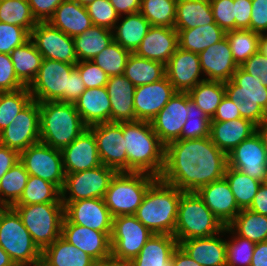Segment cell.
<instances>
[{"instance_id":"44","label":"cell","mask_w":267,"mask_h":266,"mask_svg":"<svg viewBox=\"0 0 267 266\" xmlns=\"http://www.w3.org/2000/svg\"><path fill=\"white\" fill-rule=\"evenodd\" d=\"M224 177L230 186L238 207L248 209L262 182L229 166L226 167Z\"/></svg>"},{"instance_id":"62","label":"cell","mask_w":267,"mask_h":266,"mask_svg":"<svg viewBox=\"0 0 267 266\" xmlns=\"http://www.w3.org/2000/svg\"><path fill=\"white\" fill-rule=\"evenodd\" d=\"M85 90V84L75 68L70 74L68 93L59 102L75 103Z\"/></svg>"},{"instance_id":"74","label":"cell","mask_w":267,"mask_h":266,"mask_svg":"<svg viewBox=\"0 0 267 266\" xmlns=\"http://www.w3.org/2000/svg\"><path fill=\"white\" fill-rule=\"evenodd\" d=\"M4 208V206H2V205H0V212H1V210Z\"/></svg>"},{"instance_id":"30","label":"cell","mask_w":267,"mask_h":266,"mask_svg":"<svg viewBox=\"0 0 267 266\" xmlns=\"http://www.w3.org/2000/svg\"><path fill=\"white\" fill-rule=\"evenodd\" d=\"M178 247L174 235L152 234L131 266H173V252Z\"/></svg>"},{"instance_id":"31","label":"cell","mask_w":267,"mask_h":266,"mask_svg":"<svg viewBox=\"0 0 267 266\" xmlns=\"http://www.w3.org/2000/svg\"><path fill=\"white\" fill-rule=\"evenodd\" d=\"M178 245L201 266H226V241L215 235L184 240Z\"/></svg>"},{"instance_id":"12","label":"cell","mask_w":267,"mask_h":266,"mask_svg":"<svg viewBox=\"0 0 267 266\" xmlns=\"http://www.w3.org/2000/svg\"><path fill=\"white\" fill-rule=\"evenodd\" d=\"M153 233L135 215L113 217L111 257L131 261Z\"/></svg>"},{"instance_id":"66","label":"cell","mask_w":267,"mask_h":266,"mask_svg":"<svg viewBox=\"0 0 267 266\" xmlns=\"http://www.w3.org/2000/svg\"><path fill=\"white\" fill-rule=\"evenodd\" d=\"M250 266H267V241L256 243Z\"/></svg>"},{"instance_id":"59","label":"cell","mask_w":267,"mask_h":266,"mask_svg":"<svg viewBox=\"0 0 267 266\" xmlns=\"http://www.w3.org/2000/svg\"><path fill=\"white\" fill-rule=\"evenodd\" d=\"M250 30L258 34L267 33V0H252Z\"/></svg>"},{"instance_id":"41","label":"cell","mask_w":267,"mask_h":266,"mask_svg":"<svg viewBox=\"0 0 267 266\" xmlns=\"http://www.w3.org/2000/svg\"><path fill=\"white\" fill-rule=\"evenodd\" d=\"M187 93L197 107L212 119L225 96V85L224 82L205 80Z\"/></svg>"},{"instance_id":"10","label":"cell","mask_w":267,"mask_h":266,"mask_svg":"<svg viewBox=\"0 0 267 266\" xmlns=\"http://www.w3.org/2000/svg\"><path fill=\"white\" fill-rule=\"evenodd\" d=\"M76 64L43 59L35 79L28 86L37 102L60 101L68 93L71 72Z\"/></svg>"},{"instance_id":"11","label":"cell","mask_w":267,"mask_h":266,"mask_svg":"<svg viewBox=\"0 0 267 266\" xmlns=\"http://www.w3.org/2000/svg\"><path fill=\"white\" fill-rule=\"evenodd\" d=\"M20 162L30 175L48 181L62 190L66 174L61 150L38 142L20 152Z\"/></svg>"},{"instance_id":"58","label":"cell","mask_w":267,"mask_h":266,"mask_svg":"<svg viewBox=\"0 0 267 266\" xmlns=\"http://www.w3.org/2000/svg\"><path fill=\"white\" fill-rule=\"evenodd\" d=\"M64 0H28L33 17L37 22H47Z\"/></svg>"},{"instance_id":"49","label":"cell","mask_w":267,"mask_h":266,"mask_svg":"<svg viewBox=\"0 0 267 266\" xmlns=\"http://www.w3.org/2000/svg\"><path fill=\"white\" fill-rule=\"evenodd\" d=\"M130 55V51L113 41L91 61L110 77L124 74L125 66Z\"/></svg>"},{"instance_id":"8","label":"cell","mask_w":267,"mask_h":266,"mask_svg":"<svg viewBox=\"0 0 267 266\" xmlns=\"http://www.w3.org/2000/svg\"><path fill=\"white\" fill-rule=\"evenodd\" d=\"M0 247L15 264L41 266L42 251L12 207L0 212Z\"/></svg>"},{"instance_id":"68","label":"cell","mask_w":267,"mask_h":266,"mask_svg":"<svg viewBox=\"0 0 267 266\" xmlns=\"http://www.w3.org/2000/svg\"><path fill=\"white\" fill-rule=\"evenodd\" d=\"M95 266H131L129 261L117 260L112 257L96 261Z\"/></svg>"},{"instance_id":"57","label":"cell","mask_w":267,"mask_h":266,"mask_svg":"<svg viewBox=\"0 0 267 266\" xmlns=\"http://www.w3.org/2000/svg\"><path fill=\"white\" fill-rule=\"evenodd\" d=\"M240 67L248 74L260 78L261 84L267 87V58L261 52L252 55Z\"/></svg>"},{"instance_id":"24","label":"cell","mask_w":267,"mask_h":266,"mask_svg":"<svg viewBox=\"0 0 267 266\" xmlns=\"http://www.w3.org/2000/svg\"><path fill=\"white\" fill-rule=\"evenodd\" d=\"M196 193L224 227L241 211L225 177L201 187Z\"/></svg>"},{"instance_id":"39","label":"cell","mask_w":267,"mask_h":266,"mask_svg":"<svg viewBox=\"0 0 267 266\" xmlns=\"http://www.w3.org/2000/svg\"><path fill=\"white\" fill-rule=\"evenodd\" d=\"M224 232L236 233L254 243L267 241V216L241 209L233 221L224 227Z\"/></svg>"},{"instance_id":"56","label":"cell","mask_w":267,"mask_h":266,"mask_svg":"<svg viewBox=\"0 0 267 266\" xmlns=\"http://www.w3.org/2000/svg\"><path fill=\"white\" fill-rule=\"evenodd\" d=\"M26 86L15 74L9 54L0 53V92H12Z\"/></svg>"},{"instance_id":"5","label":"cell","mask_w":267,"mask_h":266,"mask_svg":"<svg viewBox=\"0 0 267 266\" xmlns=\"http://www.w3.org/2000/svg\"><path fill=\"white\" fill-rule=\"evenodd\" d=\"M224 232V226L196 192H183L178 206L174 236L178 241L210 237Z\"/></svg>"},{"instance_id":"63","label":"cell","mask_w":267,"mask_h":266,"mask_svg":"<svg viewBox=\"0 0 267 266\" xmlns=\"http://www.w3.org/2000/svg\"><path fill=\"white\" fill-rule=\"evenodd\" d=\"M19 161L20 153L17 150L0 144V179Z\"/></svg>"},{"instance_id":"69","label":"cell","mask_w":267,"mask_h":266,"mask_svg":"<svg viewBox=\"0 0 267 266\" xmlns=\"http://www.w3.org/2000/svg\"><path fill=\"white\" fill-rule=\"evenodd\" d=\"M256 132L267 150V118L261 124L256 126Z\"/></svg>"},{"instance_id":"3","label":"cell","mask_w":267,"mask_h":266,"mask_svg":"<svg viewBox=\"0 0 267 266\" xmlns=\"http://www.w3.org/2000/svg\"><path fill=\"white\" fill-rule=\"evenodd\" d=\"M182 193L158 178L148 188L134 215L153 234L174 235Z\"/></svg>"},{"instance_id":"18","label":"cell","mask_w":267,"mask_h":266,"mask_svg":"<svg viewBox=\"0 0 267 266\" xmlns=\"http://www.w3.org/2000/svg\"><path fill=\"white\" fill-rule=\"evenodd\" d=\"M62 203L64 205V217L70 223L99 232L112 233L113 216L103 198L80 199Z\"/></svg>"},{"instance_id":"65","label":"cell","mask_w":267,"mask_h":266,"mask_svg":"<svg viewBox=\"0 0 267 266\" xmlns=\"http://www.w3.org/2000/svg\"><path fill=\"white\" fill-rule=\"evenodd\" d=\"M116 13L121 17L122 14H134L140 11L141 0H109ZM122 13V14H121Z\"/></svg>"},{"instance_id":"23","label":"cell","mask_w":267,"mask_h":266,"mask_svg":"<svg viewBox=\"0 0 267 266\" xmlns=\"http://www.w3.org/2000/svg\"><path fill=\"white\" fill-rule=\"evenodd\" d=\"M65 174L81 172L102 165L93 132L87 128L62 150Z\"/></svg>"},{"instance_id":"9","label":"cell","mask_w":267,"mask_h":266,"mask_svg":"<svg viewBox=\"0 0 267 266\" xmlns=\"http://www.w3.org/2000/svg\"><path fill=\"white\" fill-rule=\"evenodd\" d=\"M29 231L34 243L43 251L61 236L63 203H41L12 206Z\"/></svg>"},{"instance_id":"73","label":"cell","mask_w":267,"mask_h":266,"mask_svg":"<svg viewBox=\"0 0 267 266\" xmlns=\"http://www.w3.org/2000/svg\"><path fill=\"white\" fill-rule=\"evenodd\" d=\"M13 266H30V265L14 264Z\"/></svg>"},{"instance_id":"42","label":"cell","mask_w":267,"mask_h":266,"mask_svg":"<svg viewBox=\"0 0 267 266\" xmlns=\"http://www.w3.org/2000/svg\"><path fill=\"white\" fill-rule=\"evenodd\" d=\"M62 203L61 191L52 183L30 175L20 199L13 206Z\"/></svg>"},{"instance_id":"22","label":"cell","mask_w":267,"mask_h":266,"mask_svg":"<svg viewBox=\"0 0 267 266\" xmlns=\"http://www.w3.org/2000/svg\"><path fill=\"white\" fill-rule=\"evenodd\" d=\"M166 77L179 92H188L198 83L206 79H200L202 74L199 54L184 50L178 46L175 53L165 64Z\"/></svg>"},{"instance_id":"64","label":"cell","mask_w":267,"mask_h":266,"mask_svg":"<svg viewBox=\"0 0 267 266\" xmlns=\"http://www.w3.org/2000/svg\"><path fill=\"white\" fill-rule=\"evenodd\" d=\"M249 210L267 216V182L262 183L254 196Z\"/></svg>"},{"instance_id":"45","label":"cell","mask_w":267,"mask_h":266,"mask_svg":"<svg viewBox=\"0 0 267 266\" xmlns=\"http://www.w3.org/2000/svg\"><path fill=\"white\" fill-rule=\"evenodd\" d=\"M232 57L241 66L252 55L259 51L260 34L249 29H236L226 32Z\"/></svg>"},{"instance_id":"35","label":"cell","mask_w":267,"mask_h":266,"mask_svg":"<svg viewBox=\"0 0 267 266\" xmlns=\"http://www.w3.org/2000/svg\"><path fill=\"white\" fill-rule=\"evenodd\" d=\"M79 61H91L113 41V30L102 26H91L82 34L73 37Z\"/></svg>"},{"instance_id":"72","label":"cell","mask_w":267,"mask_h":266,"mask_svg":"<svg viewBox=\"0 0 267 266\" xmlns=\"http://www.w3.org/2000/svg\"><path fill=\"white\" fill-rule=\"evenodd\" d=\"M73 1H76L78 4L86 7L87 5H89L90 3H92L95 0H73Z\"/></svg>"},{"instance_id":"71","label":"cell","mask_w":267,"mask_h":266,"mask_svg":"<svg viewBox=\"0 0 267 266\" xmlns=\"http://www.w3.org/2000/svg\"><path fill=\"white\" fill-rule=\"evenodd\" d=\"M259 52L267 58V34H260L259 37Z\"/></svg>"},{"instance_id":"48","label":"cell","mask_w":267,"mask_h":266,"mask_svg":"<svg viewBox=\"0 0 267 266\" xmlns=\"http://www.w3.org/2000/svg\"><path fill=\"white\" fill-rule=\"evenodd\" d=\"M32 100L27 86L17 91L0 92V132L14 122L16 115Z\"/></svg>"},{"instance_id":"6","label":"cell","mask_w":267,"mask_h":266,"mask_svg":"<svg viewBox=\"0 0 267 266\" xmlns=\"http://www.w3.org/2000/svg\"><path fill=\"white\" fill-rule=\"evenodd\" d=\"M157 179L147 173L117 172L103 198L112 216L134 215Z\"/></svg>"},{"instance_id":"38","label":"cell","mask_w":267,"mask_h":266,"mask_svg":"<svg viewBox=\"0 0 267 266\" xmlns=\"http://www.w3.org/2000/svg\"><path fill=\"white\" fill-rule=\"evenodd\" d=\"M9 55L16 76L28 87L39 71L43 56L37 50L31 39L25 42L22 46L16 47Z\"/></svg>"},{"instance_id":"2","label":"cell","mask_w":267,"mask_h":266,"mask_svg":"<svg viewBox=\"0 0 267 266\" xmlns=\"http://www.w3.org/2000/svg\"><path fill=\"white\" fill-rule=\"evenodd\" d=\"M127 172L147 173L159 178L165 165V145L150 121L123 122Z\"/></svg>"},{"instance_id":"21","label":"cell","mask_w":267,"mask_h":266,"mask_svg":"<svg viewBox=\"0 0 267 266\" xmlns=\"http://www.w3.org/2000/svg\"><path fill=\"white\" fill-rule=\"evenodd\" d=\"M111 234L70 223L65 217L61 236L96 261L111 257Z\"/></svg>"},{"instance_id":"52","label":"cell","mask_w":267,"mask_h":266,"mask_svg":"<svg viewBox=\"0 0 267 266\" xmlns=\"http://www.w3.org/2000/svg\"><path fill=\"white\" fill-rule=\"evenodd\" d=\"M92 24L113 30L120 16L109 0H95L86 6Z\"/></svg>"},{"instance_id":"32","label":"cell","mask_w":267,"mask_h":266,"mask_svg":"<svg viewBox=\"0 0 267 266\" xmlns=\"http://www.w3.org/2000/svg\"><path fill=\"white\" fill-rule=\"evenodd\" d=\"M48 22L70 37L82 34L93 26L86 7L73 0H64Z\"/></svg>"},{"instance_id":"67","label":"cell","mask_w":267,"mask_h":266,"mask_svg":"<svg viewBox=\"0 0 267 266\" xmlns=\"http://www.w3.org/2000/svg\"><path fill=\"white\" fill-rule=\"evenodd\" d=\"M173 266H201L194 261L179 245L173 252Z\"/></svg>"},{"instance_id":"34","label":"cell","mask_w":267,"mask_h":266,"mask_svg":"<svg viewBox=\"0 0 267 266\" xmlns=\"http://www.w3.org/2000/svg\"><path fill=\"white\" fill-rule=\"evenodd\" d=\"M216 24L209 0H177L175 29Z\"/></svg>"},{"instance_id":"46","label":"cell","mask_w":267,"mask_h":266,"mask_svg":"<svg viewBox=\"0 0 267 266\" xmlns=\"http://www.w3.org/2000/svg\"><path fill=\"white\" fill-rule=\"evenodd\" d=\"M177 0H141L140 13L151 26L174 28Z\"/></svg>"},{"instance_id":"54","label":"cell","mask_w":267,"mask_h":266,"mask_svg":"<svg viewBox=\"0 0 267 266\" xmlns=\"http://www.w3.org/2000/svg\"><path fill=\"white\" fill-rule=\"evenodd\" d=\"M215 23L225 32L235 30L234 0H209Z\"/></svg>"},{"instance_id":"28","label":"cell","mask_w":267,"mask_h":266,"mask_svg":"<svg viewBox=\"0 0 267 266\" xmlns=\"http://www.w3.org/2000/svg\"><path fill=\"white\" fill-rule=\"evenodd\" d=\"M74 105L87 127L111 122V102L106 86L86 89Z\"/></svg>"},{"instance_id":"51","label":"cell","mask_w":267,"mask_h":266,"mask_svg":"<svg viewBox=\"0 0 267 266\" xmlns=\"http://www.w3.org/2000/svg\"><path fill=\"white\" fill-rule=\"evenodd\" d=\"M234 237L226 241V266H250L256 243L236 233Z\"/></svg>"},{"instance_id":"20","label":"cell","mask_w":267,"mask_h":266,"mask_svg":"<svg viewBox=\"0 0 267 266\" xmlns=\"http://www.w3.org/2000/svg\"><path fill=\"white\" fill-rule=\"evenodd\" d=\"M176 93L168 78L137 86L134 93L135 121H151Z\"/></svg>"},{"instance_id":"70","label":"cell","mask_w":267,"mask_h":266,"mask_svg":"<svg viewBox=\"0 0 267 266\" xmlns=\"http://www.w3.org/2000/svg\"><path fill=\"white\" fill-rule=\"evenodd\" d=\"M14 264L9 255L0 247V266H13Z\"/></svg>"},{"instance_id":"14","label":"cell","mask_w":267,"mask_h":266,"mask_svg":"<svg viewBox=\"0 0 267 266\" xmlns=\"http://www.w3.org/2000/svg\"><path fill=\"white\" fill-rule=\"evenodd\" d=\"M40 142V109L39 102L32 100L0 132V144L17 150L19 153L30 145Z\"/></svg>"},{"instance_id":"37","label":"cell","mask_w":267,"mask_h":266,"mask_svg":"<svg viewBox=\"0 0 267 266\" xmlns=\"http://www.w3.org/2000/svg\"><path fill=\"white\" fill-rule=\"evenodd\" d=\"M150 23L138 12L128 14L113 29V39L124 49L134 53L147 34Z\"/></svg>"},{"instance_id":"61","label":"cell","mask_w":267,"mask_h":266,"mask_svg":"<svg viewBox=\"0 0 267 266\" xmlns=\"http://www.w3.org/2000/svg\"><path fill=\"white\" fill-rule=\"evenodd\" d=\"M242 118L236 104L226 95L219 104L211 122H224Z\"/></svg>"},{"instance_id":"17","label":"cell","mask_w":267,"mask_h":266,"mask_svg":"<svg viewBox=\"0 0 267 266\" xmlns=\"http://www.w3.org/2000/svg\"><path fill=\"white\" fill-rule=\"evenodd\" d=\"M227 166L262 183L267 182V150L257 132L227 155Z\"/></svg>"},{"instance_id":"33","label":"cell","mask_w":267,"mask_h":266,"mask_svg":"<svg viewBox=\"0 0 267 266\" xmlns=\"http://www.w3.org/2000/svg\"><path fill=\"white\" fill-rule=\"evenodd\" d=\"M90 255L59 236L42 251L41 266H95Z\"/></svg>"},{"instance_id":"4","label":"cell","mask_w":267,"mask_h":266,"mask_svg":"<svg viewBox=\"0 0 267 266\" xmlns=\"http://www.w3.org/2000/svg\"><path fill=\"white\" fill-rule=\"evenodd\" d=\"M40 142L62 150L88 127L74 103L46 101L39 103Z\"/></svg>"},{"instance_id":"47","label":"cell","mask_w":267,"mask_h":266,"mask_svg":"<svg viewBox=\"0 0 267 266\" xmlns=\"http://www.w3.org/2000/svg\"><path fill=\"white\" fill-rule=\"evenodd\" d=\"M0 22L23 27L29 33L37 24L28 0H0Z\"/></svg>"},{"instance_id":"55","label":"cell","mask_w":267,"mask_h":266,"mask_svg":"<svg viewBox=\"0 0 267 266\" xmlns=\"http://www.w3.org/2000/svg\"><path fill=\"white\" fill-rule=\"evenodd\" d=\"M75 68L78 70L86 89L106 86L109 77L93 61H79Z\"/></svg>"},{"instance_id":"50","label":"cell","mask_w":267,"mask_h":266,"mask_svg":"<svg viewBox=\"0 0 267 266\" xmlns=\"http://www.w3.org/2000/svg\"><path fill=\"white\" fill-rule=\"evenodd\" d=\"M187 120L179 139H199L210 136L211 119L190 99L188 95Z\"/></svg>"},{"instance_id":"25","label":"cell","mask_w":267,"mask_h":266,"mask_svg":"<svg viewBox=\"0 0 267 266\" xmlns=\"http://www.w3.org/2000/svg\"><path fill=\"white\" fill-rule=\"evenodd\" d=\"M202 73L208 81L228 82L239 67L232 57L227 37L199 54Z\"/></svg>"},{"instance_id":"15","label":"cell","mask_w":267,"mask_h":266,"mask_svg":"<svg viewBox=\"0 0 267 266\" xmlns=\"http://www.w3.org/2000/svg\"><path fill=\"white\" fill-rule=\"evenodd\" d=\"M30 39L43 59L69 64L78 63L73 37L53 27L48 21L37 22L30 33Z\"/></svg>"},{"instance_id":"43","label":"cell","mask_w":267,"mask_h":266,"mask_svg":"<svg viewBox=\"0 0 267 266\" xmlns=\"http://www.w3.org/2000/svg\"><path fill=\"white\" fill-rule=\"evenodd\" d=\"M29 176L20 161L7 171L0 179V205L12 207L20 199Z\"/></svg>"},{"instance_id":"19","label":"cell","mask_w":267,"mask_h":266,"mask_svg":"<svg viewBox=\"0 0 267 266\" xmlns=\"http://www.w3.org/2000/svg\"><path fill=\"white\" fill-rule=\"evenodd\" d=\"M187 106L188 93L176 91L162 110L150 121L154 132L165 146L180 138L188 118Z\"/></svg>"},{"instance_id":"16","label":"cell","mask_w":267,"mask_h":266,"mask_svg":"<svg viewBox=\"0 0 267 266\" xmlns=\"http://www.w3.org/2000/svg\"><path fill=\"white\" fill-rule=\"evenodd\" d=\"M97 142L101 163L117 172H127L123 122H105L88 127Z\"/></svg>"},{"instance_id":"1","label":"cell","mask_w":267,"mask_h":266,"mask_svg":"<svg viewBox=\"0 0 267 266\" xmlns=\"http://www.w3.org/2000/svg\"><path fill=\"white\" fill-rule=\"evenodd\" d=\"M227 155L210 137L177 139L165 146L163 182L182 192H197L201 187L224 177Z\"/></svg>"},{"instance_id":"13","label":"cell","mask_w":267,"mask_h":266,"mask_svg":"<svg viewBox=\"0 0 267 266\" xmlns=\"http://www.w3.org/2000/svg\"><path fill=\"white\" fill-rule=\"evenodd\" d=\"M117 171L100 165L96 168L66 174L61 190L62 202H74L80 199L104 198L111 179ZM67 192L69 197H67Z\"/></svg>"},{"instance_id":"60","label":"cell","mask_w":267,"mask_h":266,"mask_svg":"<svg viewBox=\"0 0 267 266\" xmlns=\"http://www.w3.org/2000/svg\"><path fill=\"white\" fill-rule=\"evenodd\" d=\"M235 30L249 29L252 15V0H234Z\"/></svg>"},{"instance_id":"7","label":"cell","mask_w":267,"mask_h":266,"mask_svg":"<svg viewBox=\"0 0 267 266\" xmlns=\"http://www.w3.org/2000/svg\"><path fill=\"white\" fill-rule=\"evenodd\" d=\"M225 85V95L237 106L242 118L256 126L267 118V87L260 78L245 72L240 66Z\"/></svg>"},{"instance_id":"36","label":"cell","mask_w":267,"mask_h":266,"mask_svg":"<svg viewBox=\"0 0 267 266\" xmlns=\"http://www.w3.org/2000/svg\"><path fill=\"white\" fill-rule=\"evenodd\" d=\"M175 30L178 32L179 47L196 54H200L226 37V32L217 24Z\"/></svg>"},{"instance_id":"27","label":"cell","mask_w":267,"mask_h":266,"mask_svg":"<svg viewBox=\"0 0 267 266\" xmlns=\"http://www.w3.org/2000/svg\"><path fill=\"white\" fill-rule=\"evenodd\" d=\"M136 87L124 75L110 76L106 90L111 102V122H133Z\"/></svg>"},{"instance_id":"29","label":"cell","mask_w":267,"mask_h":266,"mask_svg":"<svg viewBox=\"0 0 267 266\" xmlns=\"http://www.w3.org/2000/svg\"><path fill=\"white\" fill-rule=\"evenodd\" d=\"M255 132L256 125L254 123L244 118H238L231 121L211 122L209 137L216 147L228 155Z\"/></svg>"},{"instance_id":"53","label":"cell","mask_w":267,"mask_h":266,"mask_svg":"<svg viewBox=\"0 0 267 266\" xmlns=\"http://www.w3.org/2000/svg\"><path fill=\"white\" fill-rule=\"evenodd\" d=\"M29 39L30 33L25 28L0 22V53L10 54Z\"/></svg>"},{"instance_id":"40","label":"cell","mask_w":267,"mask_h":266,"mask_svg":"<svg viewBox=\"0 0 267 266\" xmlns=\"http://www.w3.org/2000/svg\"><path fill=\"white\" fill-rule=\"evenodd\" d=\"M123 75L135 87L150 84L166 76L165 64L131 53Z\"/></svg>"},{"instance_id":"26","label":"cell","mask_w":267,"mask_h":266,"mask_svg":"<svg viewBox=\"0 0 267 266\" xmlns=\"http://www.w3.org/2000/svg\"><path fill=\"white\" fill-rule=\"evenodd\" d=\"M178 46V32L175 28L151 26L134 53L140 57L166 64Z\"/></svg>"}]
</instances>
